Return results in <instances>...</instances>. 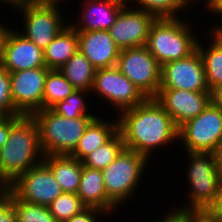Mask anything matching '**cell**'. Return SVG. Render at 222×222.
I'll return each instance as SVG.
<instances>
[{
  "label": "cell",
  "mask_w": 222,
  "mask_h": 222,
  "mask_svg": "<svg viewBox=\"0 0 222 222\" xmlns=\"http://www.w3.org/2000/svg\"><path fill=\"white\" fill-rule=\"evenodd\" d=\"M43 159L37 122L32 115H22L11 126L8 139L0 149V181L8 187Z\"/></svg>",
  "instance_id": "2"
},
{
  "label": "cell",
  "mask_w": 222,
  "mask_h": 222,
  "mask_svg": "<svg viewBox=\"0 0 222 222\" xmlns=\"http://www.w3.org/2000/svg\"><path fill=\"white\" fill-rule=\"evenodd\" d=\"M215 214H218L222 218V183L220 186L219 194L216 202L210 208Z\"/></svg>",
  "instance_id": "39"
},
{
  "label": "cell",
  "mask_w": 222,
  "mask_h": 222,
  "mask_svg": "<svg viewBox=\"0 0 222 222\" xmlns=\"http://www.w3.org/2000/svg\"><path fill=\"white\" fill-rule=\"evenodd\" d=\"M78 50L96 68H110L117 64L120 49L108 30L77 31Z\"/></svg>",
  "instance_id": "17"
},
{
  "label": "cell",
  "mask_w": 222,
  "mask_h": 222,
  "mask_svg": "<svg viewBox=\"0 0 222 222\" xmlns=\"http://www.w3.org/2000/svg\"><path fill=\"white\" fill-rule=\"evenodd\" d=\"M186 222H222V218L210 208L180 210Z\"/></svg>",
  "instance_id": "32"
},
{
  "label": "cell",
  "mask_w": 222,
  "mask_h": 222,
  "mask_svg": "<svg viewBox=\"0 0 222 222\" xmlns=\"http://www.w3.org/2000/svg\"><path fill=\"white\" fill-rule=\"evenodd\" d=\"M204 6L211 13L222 17V0H209Z\"/></svg>",
  "instance_id": "37"
},
{
  "label": "cell",
  "mask_w": 222,
  "mask_h": 222,
  "mask_svg": "<svg viewBox=\"0 0 222 222\" xmlns=\"http://www.w3.org/2000/svg\"><path fill=\"white\" fill-rule=\"evenodd\" d=\"M61 0H28V4L60 5ZM63 1V0H62Z\"/></svg>",
  "instance_id": "42"
},
{
  "label": "cell",
  "mask_w": 222,
  "mask_h": 222,
  "mask_svg": "<svg viewBox=\"0 0 222 222\" xmlns=\"http://www.w3.org/2000/svg\"><path fill=\"white\" fill-rule=\"evenodd\" d=\"M117 118L125 149L142 154L148 160L155 149L179 141V128L154 98L122 111Z\"/></svg>",
  "instance_id": "1"
},
{
  "label": "cell",
  "mask_w": 222,
  "mask_h": 222,
  "mask_svg": "<svg viewBox=\"0 0 222 222\" xmlns=\"http://www.w3.org/2000/svg\"><path fill=\"white\" fill-rule=\"evenodd\" d=\"M217 27H215V26H213L214 28V30L220 35V36H222V25L220 24L219 26L218 25H216Z\"/></svg>",
  "instance_id": "45"
},
{
  "label": "cell",
  "mask_w": 222,
  "mask_h": 222,
  "mask_svg": "<svg viewBox=\"0 0 222 222\" xmlns=\"http://www.w3.org/2000/svg\"><path fill=\"white\" fill-rule=\"evenodd\" d=\"M91 93L118 109V113L143 103L147 98L114 66L96 69Z\"/></svg>",
  "instance_id": "10"
},
{
  "label": "cell",
  "mask_w": 222,
  "mask_h": 222,
  "mask_svg": "<svg viewBox=\"0 0 222 222\" xmlns=\"http://www.w3.org/2000/svg\"><path fill=\"white\" fill-rule=\"evenodd\" d=\"M126 3L108 29L116 46L122 49L145 46L155 17ZM130 6H132L130 8Z\"/></svg>",
  "instance_id": "14"
},
{
  "label": "cell",
  "mask_w": 222,
  "mask_h": 222,
  "mask_svg": "<svg viewBox=\"0 0 222 222\" xmlns=\"http://www.w3.org/2000/svg\"><path fill=\"white\" fill-rule=\"evenodd\" d=\"M4 195L12 202L17 222H57L48 206L25 202L8 187L5 189Z\"/></svg>",
  "instance_id": "27"
},
{
  "label": "cell",
  "mask_w": 222,
  "mask_h": 222,
  "mask_svg": "<svg viewBox=\"0 0 222 222\" xmlns=\"http://www.w3.org/2000/svg\"><path fill=\"white\" fill-rule=\"evenodd\" d=\"M76 89L59 69H50L46 75L43 94V109H51L66 99Z\"/></svg>",
  "instance_id": "25"
},
{
  "label": "cell",
  "mask_w": 222,
  "mask_h": 222,
  "mask_svg": "<svg viewBox=\"0 0 222 222\" xmlns=\"http://www.w3.org/2000/svg\"><path fill=\"white\" fill-rule=\"evenodd\" d=\"M189 160L186 180L191 186L187 201L177 210L211 208L216 202L222 177L217 156L210 152H186ZM189 157V158H188Z\"/></svg>",
  "instance_id": "5"
},
{
  "label": "cell",
  "mask_w": 222,
  "mask_h": 222,
  "mask_svg": "<svg viewBox=\"0 0 222 222\" xmlns=\"http://www.w3.org/2000/svg\"><path fill=\"white\" fill-rule=\"evenodd\" d=\"M22 115H16L9 118H4L0 121V149L4 146L8 139L11 126L21 117Z\"/></svg>",
  "instance_id": "35"
},
{
  "label": "cell",
  "mask_w": 222,
  "mask_h": 222,
  "mask_svg": "<svg viewBox=\"0 0 222 222\" xmlns=\"http://www.w3.org/2000/svg\"><path fill=\"white\" fill-rule=\"evenodd\" d=\"M116 67L146 98L157 96L161 65L146 46L120 50Z\"/></svg>",
  "instance_id": "8"
},
{
  "label": "cell",
  "mask_w": 222,
  "mask_h": 222,
  "mask_svg": "<svg viewBox=\"0 0 222 222\" xmlns=\"http://www.w3.org/2000/svg\"><path fill=\"white\" fill-rule=\"evenodd\" d=\"M127 2L132 3L131 5L136 3L133 7L146 11L156 19H162L178 18L176 15L181 13V9L184 11L193 0H127Z\"/></svg>",
  "instance_id": "28"
},
{
  "label": "cell",
  "mask_w": 222,
  "mask_h": 222,
  "mask_svg": "<svg viewBox=\"0 0 222 222\" xmlns=\"http://www.w3.org/2000/svg\"><path fill=\"white\" fill-rule=\"evenodd\" d=\"M159 89H180L211 92L207 85L204 65L199 51L161 66Z\"/></svg>",
  "instance_id": "12"
},
{
  "label": "cell",
  "mask_w": 222,
  "mask_h": 222,
  "mask_svg": "<svg viewBox=\"0 0 222 222\" xmlns=\"http://www.w3.org/2000/svg\"><path fill=\"white\" fill-rule=\"evenodd\" d=\"M0 4H5L6 6H13L12 8H16L18 6L28 4V0H0Z\"/></svg>",
  "instance_id": "41"
},
{
  "label": "cell",
  "mask_w": 222,
  "mask_h": 222,
  "mask_svg": "<svg viewBox=\"0 0 222 222\" xmlns=\"http://www.w3.org/2000/svg\"><path fill=\"white\" fill-rule=\"evenodd\" d=\"M24 18L21 31L43 51L50 42L67 26L59 5L25 4L15 8ZM24 32V33H23Z\"/></svg>",
  "instance_id": "9"
},
{
  "label": "cell",
  "mask_w": 222,
  "mask_h": 222,
  "mask_svg": "<svg viewBox=\"0 0 222 222\" xmlns=\"http://www.w3.org/2000/svg\"><path fill=\"white\" fill-rule=\"evenodd\" d=\"M6 188L7 187H5V185L0 181V198L4 195Z\"/></svg>",
  "instance_id": "44"
},
{
  "label": "cell",
  "mask_w": 222,
  "mask_h": 222,
  "mask_svg": "<svg viewBox=\"0 0 222 222\" xmlns=\"http://www.w3.org/2000/svg\"><path fill=\"white\" fill-rule=\"evenodd\" d=\"M155 222H186V220L185 215L176 208L175 211L168 213L165 217H161L158 221L155 220Z\"/></svg>",
  "instance_id": "36"
},
{
  "label": "cell",
  "mask_w": 222,
  "mask_h": 222,
  "mask_svg": "<svg viewBox=\"0 0 222 222\" xmlns=\"http://www.w3.org/2000/svg\"><path fill=\"white\" fill-rule=\"evenodd\" d=\"M48 207L57 222H65L87 208L77 193L67 192L59 195Z\"/></svg>",
  "instance_id": "30"
},
{
  "label": "cell",
  "mask_w": 222,
  "mask_h": 222,
  "mask_svg": "<svg viewBox=\"0 0 222 222\" xmlns=\"http://www.w3.org/2000/svg\"><path fill=\"white\" fill-rule=\"evenodd\" d=\"M127 0H83L78 21L69 23L76 31L108 30ZM77 22V23H76Z\"/></svg>",
  "instance_id": "18"
},
{
  "label": "cell",
  "mask_w": 222,
  "mask_h": 222,
  "mask_svg": "<svg viewBox=\"0 0 222 222\" xmlns=\"http://www.w3.org/2000/svg\"><path fill=\"white\" fill-rule=\"evenodd\" d=\"M185 152L216 153L222 145V111L211 101L198 116L179 127Z\"/></svg>",
  "instance_id": "7"
},
{
  "label": "cell",
  "mask_w": 222,
  "mask_h": 222,
  "mask_svg": "<svg viewBox=\"0 0 222 222\" xmlns=\"http://www.w3.org/2000/svg\"><path fill=\"white\" fill-rule=\"evenodd\" d=\"M14 29L8 31L1 66L9 72L46 67L44 51Z\"/></svg>",
  "instance_id": "16"
},
{
  "label": "cell",
  "mask_w": 222,
  "mask_h": 222,
  "mask_svg": "<svg viewBox=\"0 0 222 222\" xmlns=\"http://www.w3.org/2000/svg\"><path fill=\"white\" fill-rule=\"evenodd\" d=\"M9 30H10V27L7 28V25L4 26L3 24L0 23V66H1L2 58H3L4 41Z\"/></svg>",
  "instance_id": "40"
},
{
  "label": "cell",
  "mask_w": 222,
  "mask_h": 222,
  "mask_svg": "<svg viewBox=\"0 0 222 222\" xmlns=\"http://www.w3.org/2000/svg\"><path fill=\"white\" fill-rule=\"evenodd\" d=\"M117 131L118 118L113 121H108L107 119L104 121L103 118L97 116L86 128L71 156L82 162L91 152L107 142Z\"/></svg>",
  "instance_id": "20"
},
{
  "label": "cell",
  "mask_w": 222,
  "mask_h": 222,
  "mask_svg": "<svg viewBox=\"0 0 222 222\" xmlns=\"http://www.w3.org/2000/svg\"><path fill=\"white\" fill-rule=\"evenodd\" d=\"M3 119H4V117L2 115H0V121L3 120Z\"/></svg>",
  "instance_id": "46"
},
{
  "label": "cell",
  "mask_w": 222,
  "mask_h": 222,
  "mask_svg": "<svg viewBox=\"0 0 222 222\" xmlns=\"http://www.w3.org/2000/svg\"><path fill=\"white\" fill-rule=\"evenodd\" d=\"M49 70L39 67L10 72L11 97L21 115H32L43 109L44 84Z\"/></svg>",
  "instance_id": "13"
},
{
  "label": "cell",
  "mask_w": 222,
  "mask_h": 222,
  "mask_svg": "<svg viewBox=\"0 0 222 222\" xmlns=\"http://www.w3.org/2000/svg\"><path fill=\"white\" fill-rule=\"evenodd\" d=\"M0 115L4 118L21 115L15 108L11 97L10 72L0 66Z\"/></svg>",
  "instance_id": "31"
},
{
  "label": "cell",
  "mask_w": 222,
  "mask_h": 222,
  "mask_svg": "<svg viewBox=\"0 0 222 222\" xmlns=\"http://www.w3.org/2000/svg\"><path fill=\"white\" fill-rule=\"evenodd\" d=\"M101 214L106 216L107 213L97 208H86L65 222H99L97 221V216L100 217Z\"/></svg>",
  "instance_id": "34"
},
{
  "label": "cell",
  "mask_w": 222,
  "mask_h": 222,
  "mask_svg": "<svg viewBox=\"0 0 222 222\" xmlns=\"http://www.w3.org/2000/svg\"><path fill=\"white\" fill-rule=\"evenodd\" d=\"M8 188L19 199L44 206L63 193L52 171L43 161L21 174Z\"/></svg>",
  "instance_id": "11"
},
{
  "label": "cell",
  "mask_w": 222,
  "mask_h": 222,
  "mask_svg": "<svg viewBox=\"0 0 222 222\" xmlns=\"http://www.w3.org/2000/svg\"><path fill=\"white\" fill-rule=\"evenodd\" d=\"M211 101L222 111V85L211 91Z\"/></svg>",
  "instance_id": "38"
},
{
  "label": "cell",
  "mask_w": 222,
  "mask_h": 222,
  "mask_svg": "<svg viewBox=\"0 0 222 222\" xmlns=\"http://www.w3.org/2000/svg\"><path fill=\"white\" fill-rule=\"evenodd\" d=\"M77 195L87 208L103 210L107 215L118 209V206L106 194L102 171L84 166L83 163Z\"/></svg>",
  "instance_id": "19"
},
{
  "label": "cell",
  "mask_w": 222,
  "mask_h": 222,
  "mask_svg": "<svg viewBox=\"0 0 222 222\" xmlns=\"http://www.w3.org/2000/svg\"><path fill=\"white\" fill-rule=\"evenodd\" d=\"M59 71L76 90H92L96 68L79 50L59 68Z\"/></svg>",
  "instance_id": "24"
},
{
  "label": "cell",
  "mask_w": 222,
  "mask_h": 222,
  "mask_svg": "<svg viewBox=\"0 0 222 222\" xmlns=\"http://www.w3.org/2000/svg\"><path fill=\"white\" fill-rule=\"evenodd\" d=\"M125 149L123 137L118 130L107 142L91 152L83 161V165L102 170L112 163Z\"/></svg>",
  "instance_id": "26"
},
{
  "label": "cell",
  "mask_w": 222,
  "mask_h": 222,
  "mask_svg": "<svg viewBox=\"0 0 222 222\" xmlns=\"http://www.w3.org/2000/svg\"><path fill=\"white\" fill-rule=\"evenodd\" d=\"M0 222H17L12 202L5 195L0 198Z\"/></svg>",
  "instance_id": "33"
},
{
  "label": "cell",
  "mask_w": 222,
  "mask_h": 222,
  "mask_svg": "<svg viewBox=\"0 0 222 222\" xmlns=\"http://www.w3.org/2000/svg\"><path fill=\"white\" fill-rule=\"evenodd\" d=\"M86 93L91 96L90 91L75 90L66 99L59 101L51 109L65 118L97 117L98 115L91 114L88 110L87 101L85 100L88 97Z\"/></svg>",
  "instance_id": "29"
},
{
  "label": "cell",
  "mask_w": 222,
  "mask_h": 222,
  "mask_svg": "<svg viewBox=\"0 0 222 222\" xmlns=\"http://www.w3.org/2000/svg\"><path fill=\"white\" fill-rule=\"evenodd\" d=\"M215 154L217 156L218 169H219V172H220L221 177H222V145L219 147V149L216 151Z\"/></svg>",
  "instance_id": "43"
},
{
  "label": "cell",
  "mask_w": 222,
  "mask_h": 222,
  "mask_svg": "<svg viewBox=\"0 0 222 222\" xmlns=\"http://www.w3.org/2000/svg\"><path fill=\"white\" fill-rule=\"evenodd\" d=\"M154 99L171 116L175 125L179 128L204 111L211 102V92L159 89Z\"/></svg>",
  "instance_id": "15"
},
{
  "label": "cell",
  "mask_w": 222,
  "mask_h": 222,
  "mask_svg": "<svg viewBox=\"0 0 222 222\" xmlns=\"http://www.w3.org/2000/svg\"><path fill=\"white\" fill-rule=\"evenodd\" d=\"M208 33L211 36L209 37L211 39L209 46L202 45L198 41L197 50L203 61L207 85L209 90L212 91L222 85V36L212 28Z\"/></svg>",
  "instance_id": "23"
},
{
  "label": "cell",
  "mask_w": 222,
  "mask_h": 222,
  "mask_svg": "<svg viewBox=\"0 0 222 222\" xmlns=\"http://www.w3.org/2000/svg\"><path fill=\"white\" fill-rule=\"evenodd\" d=\"M191 27L181 17L155 19L145 46L161 66L185 58L197 49L200 41Z\"/></svg>",
  "instance_id": "4"
},
{
  "label": "cell",
  "mask_w": 222,
  "mask_h": 222,
  "mask_svg": "<svg viewBox=\"0 0 222 222\" xmlns=\"http://www.w3.org/2000/svg\"><path fill=\"white\" fill-rule=\"evenodd\" d=\"M39 128L40 146L46 155H71L88 125L96 117L65 118L52 109L32 114Z\"/></svg>",
  "instance_id": "3"
},
{
  "label": "cell",
  "mask_w": 222,
  "mask_h": 222,
  "mask_svg": "<svg viewBox=\"0 0 222 222\" xmlns=\"http://www.w3.org/2000/svg\"><path fill=\"white\" fill-rule=\"evenodd\" d=\"M43 162L50 168L63 192H78L82 174L81 161L71 155H46Z\"/></svg>",
  "instance_id": "21"
},
{
  "label": "cell",
  "mask_w": 222,
  "mask_h": 222,
  "mask_svg": "<svg viewBox=\"0 0 222 222\" xmlns=\"http://www.w3.org/2000/svg\"><path fill=\"white\" fill-rule=\"evenodd\" d=\"M77 50V31L68 24L44 50L46 67L49 69H59Z\"/></svg>",
  "instance_id": "22"
},
{
  "label": "cell",
  "mask_w": 222,
  "mask_h": 222,
  "mask_svg": "<svg viewBox=\"0 0 222 222\" xmlns=\"http://www.w3.org/2000/svg\"><path fill=\"white\" fill-rule=\"evenodd\" d=\"M148 159L135 151L124 149L106 168L102 169L107 196L118 206L136 192ZM135 191V192H134ZM123 202V203H122Z\"/></svg>",
  "instance_id": "6"
}]
</instances>
